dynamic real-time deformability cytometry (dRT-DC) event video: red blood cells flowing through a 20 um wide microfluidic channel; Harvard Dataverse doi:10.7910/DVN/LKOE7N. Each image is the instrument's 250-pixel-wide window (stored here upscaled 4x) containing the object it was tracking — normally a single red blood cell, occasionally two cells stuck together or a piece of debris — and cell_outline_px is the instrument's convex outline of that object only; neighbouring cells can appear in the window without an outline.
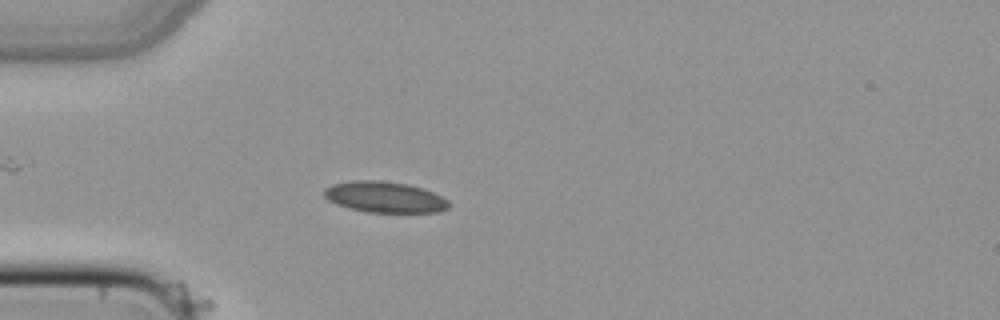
{"species": "common noctule bat (a hibernating species)", "species_latin": "Nyctalus noctula", "temperature_condition": "cold", "stored_images_in_passage": 8, "camera_frame_rate_fps": 3000, "um_per_image_px": 0.085, "animal": {"sex": "female", "body_mass_g": 22.7, "forearm_length_mm": 54.2}, "frame": {"image": 1, "passage_image": 1, "time_ms": 0.0, "image_size_px": [1000, 320], "cell_outline_px": [[452, 204], [448, 208], [440, 212], [368, 212], [348, 208], [336, 204], [328, 200], [324, 196], [324, 188], [332, 184], [352, 180], [380, 180], [408, 184], [424, 188], [448, 200]], "centroid_in_image_um": [32.7, 16.75], "position_along_channel_um": 52.3, "area_um2": 22.72}}